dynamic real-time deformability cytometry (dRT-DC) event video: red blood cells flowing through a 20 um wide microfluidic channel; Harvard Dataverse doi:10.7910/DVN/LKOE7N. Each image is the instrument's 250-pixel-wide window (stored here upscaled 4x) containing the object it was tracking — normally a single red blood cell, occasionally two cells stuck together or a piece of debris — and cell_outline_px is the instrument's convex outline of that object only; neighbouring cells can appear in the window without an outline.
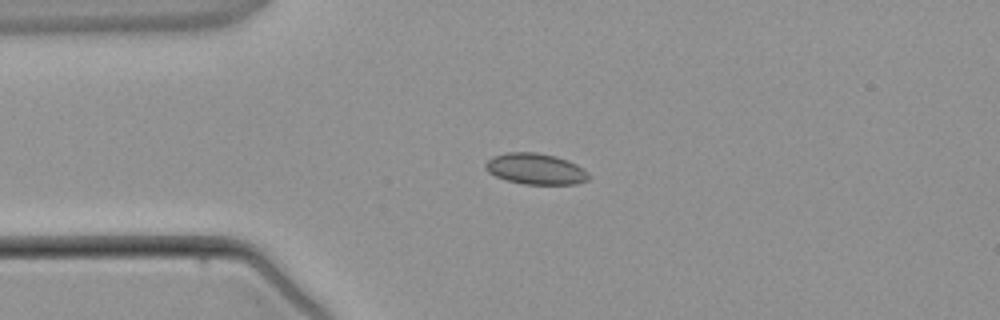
{"species": "common noctule bat (a hibernating species)", "species_latin": "Nyctalus noctula", "temperature_condition": "warm", "stored_images_in_passage": 4, "camera_frame_rate_fps": 3000, "um_per_image_px": 0.085, "animal": {"sex": "male", "body_mass_g": 21.5, "forearm_length_mm": 52.0}, "frame": {"image": 1, "passage_image": 2, "time_ms": 2.0, "image_size_px": [1000, 320], "cell_outline_px": [[592, 176], [588, 180], [576, 184], [524, 184], [504, 180], [488, 172], [484, 168], [484, 164], [492, 156], [508, 152], [536, 152], [556, 156], [568, 160], [576, 164], [588, 172]], "centroid_in_image_um": [45.52, 14.35], "position_along_channel_um": 39.5, "area_um2": 18.9}}
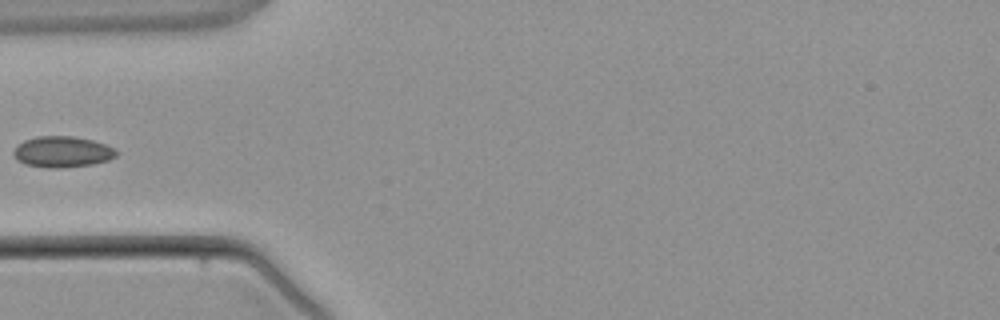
{"frame": {"image": 2, "passage_image": 3, "time_ms": 3.333, "image_size_px": [1000, 320], "cell_outline_px": [[116, 156], [108, 160], [92, 164], [60, 168], [48, 168], [24, 164], [16, 160], [12, 156], [12, 152], [24, 140], [36, 136], [72, 136], [92, 140], [116, 148]], "centroid_in_image_um": [5.27, 12.91], "position_along_channel_um": 79.7, "area_um2": 18.61}}
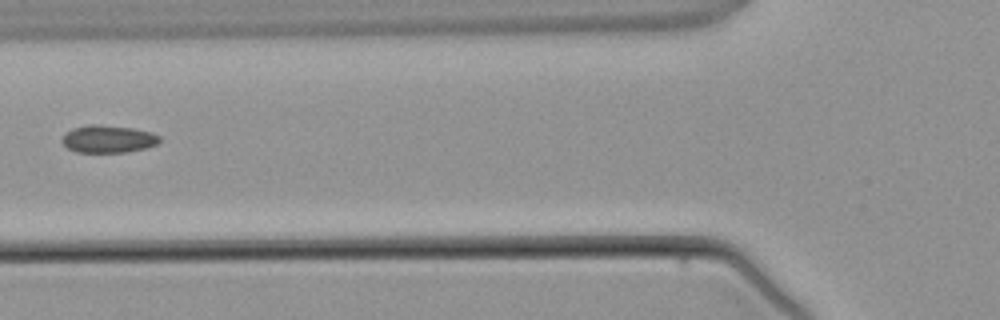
{"frame": {"image": 3, "passage_image": 4, "time_ms": 4.333, "image_size_px": [1000, 320], "cell_outline_px": [[160, 140], [156, 144], [148, 148], [128, 152], [76, 152], [68, 148], [60, 140], [72, 128], [92, 124], [96, 124], [132, 128], [148, 132], [160, 136]], "centroid_in_image_um": [9.19, 11.82], "position_along_channel_um": 116.6, "area_um2": 15.49}}